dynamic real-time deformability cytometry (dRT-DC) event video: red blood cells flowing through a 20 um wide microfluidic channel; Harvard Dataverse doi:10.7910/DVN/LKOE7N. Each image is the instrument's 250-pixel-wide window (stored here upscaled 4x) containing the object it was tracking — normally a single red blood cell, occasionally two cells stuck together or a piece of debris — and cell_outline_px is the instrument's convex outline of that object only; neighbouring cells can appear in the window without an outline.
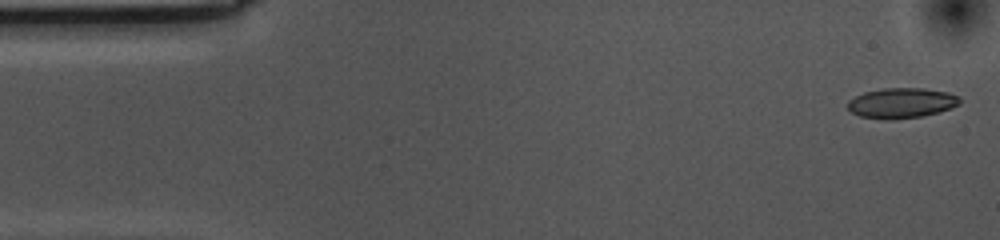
{"species": "common noctule bat (a hibernating species)", "species_latin": "Nyctalus noctula", "temperature_condition": "cold", "stored_images_in_passage": 55, "camera_frame_rate_fps": 3000, "um_per_image_px": 0.085, "animal": {"sex": "female", "body_mass_g": 10.0, "forearm_length_mm": 53.1}, "frame": {"image": 1, "passage_image": 1, "time_ms": 0.0, "image_size_px": [1000, 240], "cell_outline_px": [[960, 104], [936, 112], [920, 116], [860, 116], [852, 112], [848, 108], [848, 100], [864, 92], [884, 88], [924, 88], [948, 92], [956, 96], [960, 100]], "centroid_in_image_um": [76.64, 8.69], "position_along_channel_um": 8.4, "area_um2": 18.55}}
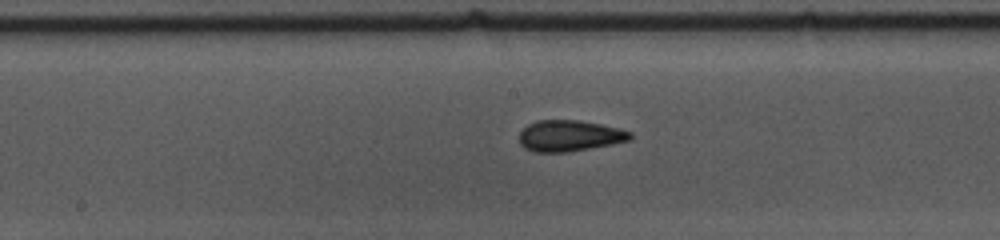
{"frame": {"image": 2, "passage_image": 26, "time_ms": 8.333, "image_size_px": [1000, 240], "cell_outline_px": [[632, 140], [612, 144], [568, 152], [532, 152], [524, 148], [520, 144], [520, 132], [528, 124], [536, 120], [580, 120], [600, 124], [632, 132]], "centroid_in_image_um": [48.4, 11.54], "position_along_channel_um": 199.8, "area_um2": 20.17}}
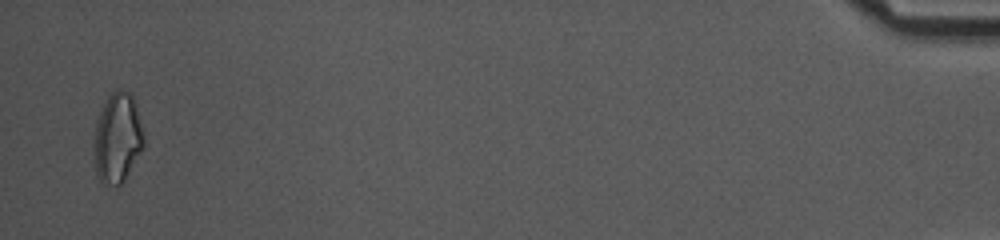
{"frame": {"image": 3, "passage_image": 53, "time_ms": 17.333, "image_size_px": [1000, 240], "cell_outline_px": [[144, 144], [140, 152], [124, 180], [120, 184], [104, 184], [96, 176], [92, 144], [96, 120], [108, 96], [116, 88], [124, 88], [132, 96], [136, 108], [144, 136]], "centroid_in_image_um": [9.94, 11.71], "position_along_channel_um": 425.3, "area_um2": 26.13}, "authors_computed_cell_mechanics": {"area_um2": 19.8254, "velocity_mm_per_s": 3.5603, "shape_relaxation_time_tau1_ms": 10.5318, "shape_relaxation_time_tau2_ms": 3.0636, "deformation_change_tau1": 0.1836, "deformation_change_tau2": 0.097}}